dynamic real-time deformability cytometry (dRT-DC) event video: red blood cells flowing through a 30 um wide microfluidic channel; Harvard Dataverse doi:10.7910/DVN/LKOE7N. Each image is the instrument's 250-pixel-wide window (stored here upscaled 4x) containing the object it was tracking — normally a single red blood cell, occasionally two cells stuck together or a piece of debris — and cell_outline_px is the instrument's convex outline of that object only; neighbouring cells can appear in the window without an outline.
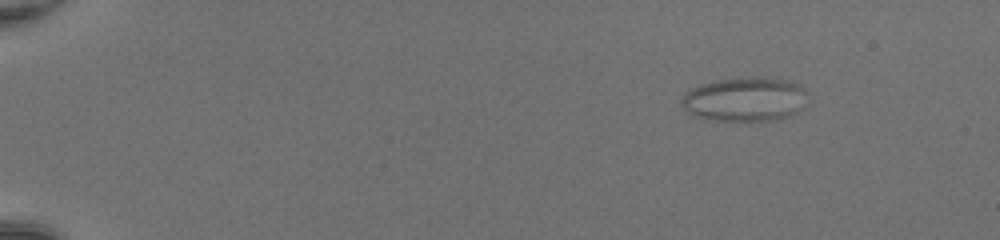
{"species": "common noctule bat (a hibernating species)", "species_latin": "Nyctalus noctula", "temperature_condition": "room temperature", "stored_images_in_passage": 52, "camera_frame_rate_fps": 3000, "um_per_image_px": 0.085, "animal": {"sex": "female", "body_mass_g": 20.0, "forearm_length_mm": 54.0}, "frame": {"image": 1, "passage_image": 8, "time_ms": 2.333, "image_size_px": [1000, 240], "cell_outline_px": [[808, 92], [804, 108], [800, 112], [792, 116], [772, 120], [700, 120], [692, 116], [680, 104], [680, 100], [684, 92], [696, 84], [716, 80], [752, 76], [772, 76], [792, 80], [800, 84]], "centroid_in_image_um": [63.33, 8.41], "position_along_channel_um": 21.7, "area_um2": 33.87}}
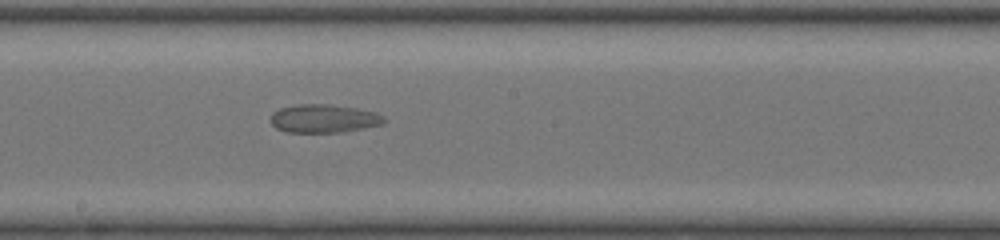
{"frame": {"image": 2, "passage_image": 32, "time_ms": 10.333, "image_size_px": [1000, 240], "cell_outline_px": [[388, 120], [384, 124], [344, 132], [284, 132], [276, 128], [272, 124], [272, 112], [280, 108], [296, 104], [328, 104], [356, 108], [376, 112], [384, 116]], "centroid_in_image_um": [27.56, 10.08], "position_along_channel_um": 220.6, "area_um2": 18.9}}
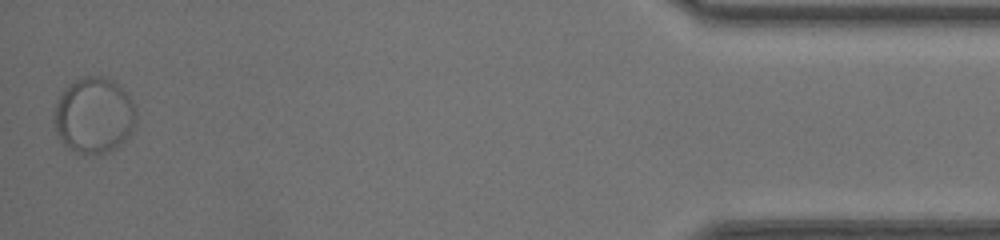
{"frame": {"image": 3, "passage_image": 52, "time_ms": 17.0, "image_size_px": [1000, 240], "cell_outline_px": [[136, 124], [132, 132], [120, 144], [104, 152], [76, 152], [68, 148], [60, 140], [56, 132], [56, 100], [64, 88], [72, 80], [88, 76], [104, 76], [112, 80], [124, 88], [136, 104]], "centroid_in_image_um": [8.02, 9.75], "position_along_channel_um": 427.2, "area_um2": 36.24}}